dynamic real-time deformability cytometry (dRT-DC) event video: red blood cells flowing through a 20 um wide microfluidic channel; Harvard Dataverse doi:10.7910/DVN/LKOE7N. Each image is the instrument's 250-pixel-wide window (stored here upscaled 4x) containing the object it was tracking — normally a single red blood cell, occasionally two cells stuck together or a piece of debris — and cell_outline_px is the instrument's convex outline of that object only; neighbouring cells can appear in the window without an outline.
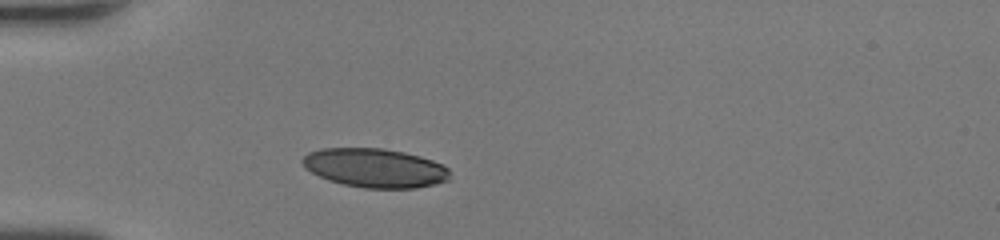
{"species": "human", "species_latin": "Homo sapiens", "temperature_condition": "room temperature", "stored_images_in_passage": 27, "camera_frame_rate_fps": 3000, "um_per_image_px": 0.085, "donor": {"sex": "female"}, "frame": {"image": 1, "passage_image": 1, "time_ms": 0.0, "image_size_px": [1000, 240], "cell_outline_px": [[448, 180], [436, 184], [416, 188], [364, 188], [344, 184], [328, 180], [304, 168], [300, 160], [308, 152], [320, 148], [384, 148], [404, 152], [420, 156], [444, 164], [448, 168]], "centroid_in_image_um": [31.86, 14.27], "position_along_channel_um": 53.1, "area_um2": 33.64}}
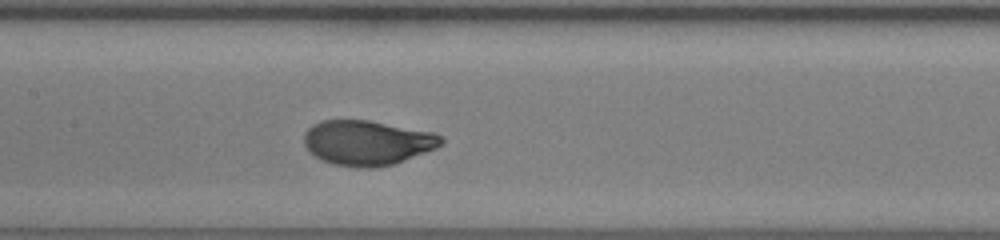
{"frame": {"image": 2, "passage_image": 11, "time_ms": 3.333, "image_size_px": [1000, 240], "cell_outline_px": [[444, 144], [436, 148], [392, 164], [372, 168], [356, 168], [336, 164], [324, 160], [308, 152], [304, 144], [304, 132], [312, 124], [320, 120], [368, 120], [436, 132], [444, 140]], "centroid_in_image_um": [31.21, 12.11], "position_along_channel_um": 176.2, "area_um2": 35.95}}
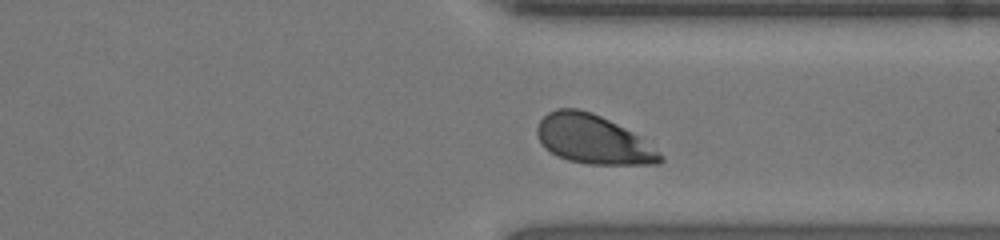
{"frame": {"image": 3, "passage_image": 24, "time_ms": 7.667, "image_size_px": [1000, 240], "cell_outline_px": [[664, 160], [660, 164], [588, 164], [568, 160], [556, 156], [544, 148], [540, 144], [536, 136], [536, 128], [540, 120], [548, 112], [556, 108], [576, 108], [592, 112], [624, 128], [660, 152], [664, 156]], "centroid_in_image_um": [50.35, 11.86], "position_along_channel_um": 361.1, "area_um2": 34.97}, "authors_computed_cell_mechanics": {"area_um2": 35.4892, "velocity_mm_per_s": 4.2423, "shape_relaxation_time_tau1_ms": 2.4045, "shape_relaxation_time_tau2_ms": null, "deformation_change_tau1": 0.1795, "deformation_change_tau2": null}}